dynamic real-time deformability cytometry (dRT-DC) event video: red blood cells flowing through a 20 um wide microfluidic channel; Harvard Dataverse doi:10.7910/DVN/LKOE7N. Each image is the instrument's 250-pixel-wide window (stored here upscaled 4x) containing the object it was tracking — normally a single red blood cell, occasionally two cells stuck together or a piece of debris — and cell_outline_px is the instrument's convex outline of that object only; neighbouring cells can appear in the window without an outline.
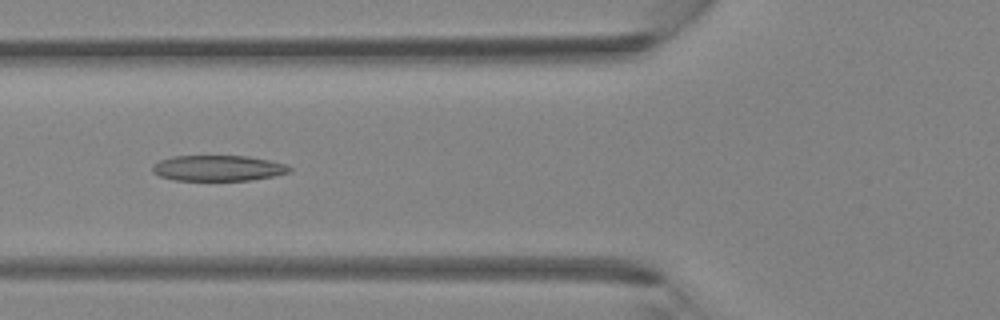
{"species": "Egyptian fruit bat (a non-hibernating species)", "species_latin": "Rousettus aegyptiacus", "temperature_condition": "room temperature", "stored_images_in_passage": 39, "camera_frame_rate_fps": 3000, "um_per_image_px": 0.085, "animal": {"sex": "female"}, "frame": {"image": 1, "passage_image": 14, "time_ms": 4.333, "image_size_px": [1000, 320], "cell_outline_px": [[292, 172], [276, 176], [252, 180], [172, 180], [160, 176], [152, 172], [152, 164], [160, 160], [172, 156], [248, 156], [288, 164], [292, 168]], "centroid_in_image_um": [18.57, 14.29], "position_along_channel_um": 107.2, "area_um2": 20.75}}
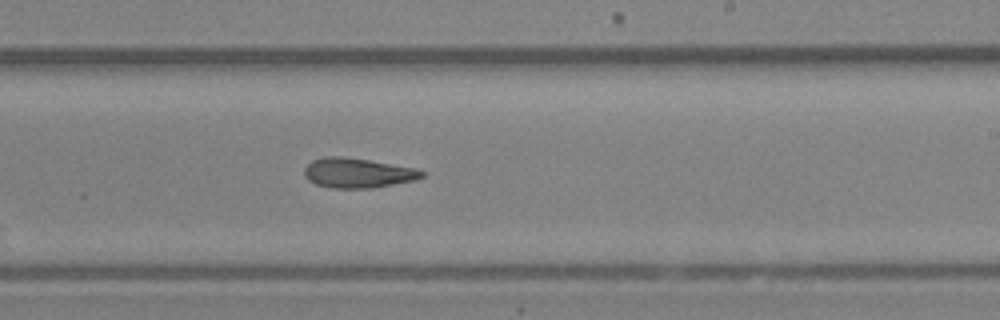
{"frame": {"image": 2, "passage_image": 23, "time_ms": 7.333, "image_size_px": [1000, 320], "cell_outline_px": [[428, 172], [424, 176], [416, 180], [372, 188], [332, 188], [316, 184], [308, 180], [304, 176], [304, 168], [312, 160], [324, 156], [340, 156], [368, 160], [416, 168]], "centroid_in_image_um": [30.42, 14.7], "position_along_channel_um": 258.6, "area_um2": 20.52}}
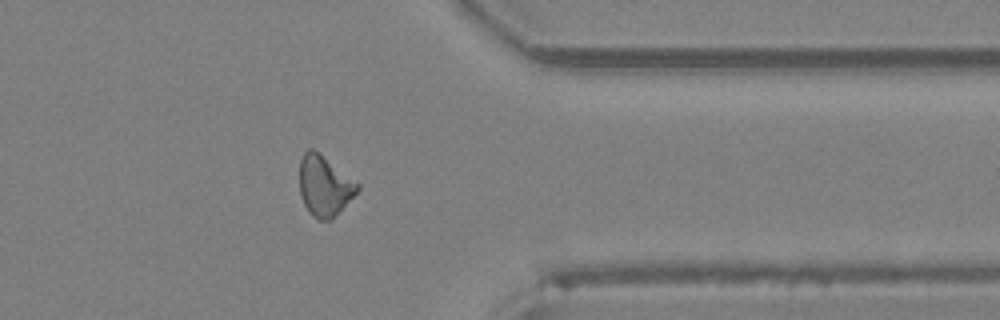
{"frame": {"image": 3, "passage_image": 31, "time_ms": 10.0, "image_size_px": [1000, 320], "cell_outline_px": [[360, 188], [332, 220], [320, 220], [312, 216], [308, 212], [300, 196], [300, 160], [304, 152], [308, 148], [312, 148], [360, 184]], "centroid_in_image_um": [27.56, 15.82], "position_along_channel_um": 383.8, "area_um2": 20.23}}